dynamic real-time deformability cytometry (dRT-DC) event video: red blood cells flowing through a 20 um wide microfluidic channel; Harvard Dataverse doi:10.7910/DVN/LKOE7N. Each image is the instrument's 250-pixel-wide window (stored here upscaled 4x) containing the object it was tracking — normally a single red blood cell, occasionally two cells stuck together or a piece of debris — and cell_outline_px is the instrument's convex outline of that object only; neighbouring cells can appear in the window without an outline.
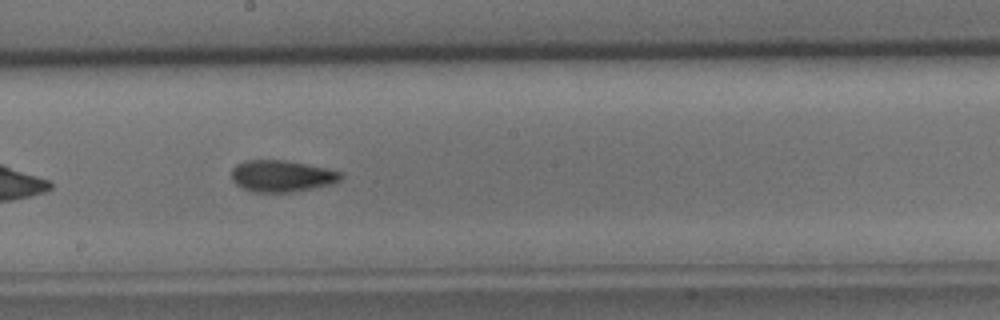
{"species": "common noctule bat (a hibernating species)", "species_latin": "Nyctalus noctula", "temperature_condition": "cold", "stored_images_in_passage": 30, "camera_frame_rate_fps": 3000, "um_per_image_px": 0.085, "animal": {"sex": "male", "body_mass_g": 15.6}, "frame": {"image": 1, "passage_image": 13, "time_ms": 4.0, "image_size_px": [1000, 320], "cell_outline_px": [[344, 176], [340, 180], [332, 184], [292, 192], [256, 192], [244, 188], [236, 184], [232, 180], [232, 168], [236, 164], [244, 160], [284, 160], [328, 168], [344, 172]], "centroid_in_image_um": [23.98, 14.95], "position_along_channel_um": 224.2, "area_um2": 20.23}}
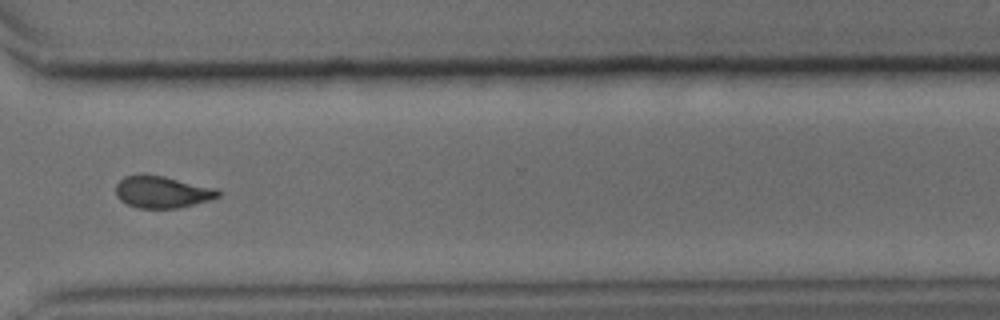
{"frame": {"image": 2, "passage_image": 22, "time_ms": 7.0, "image_size_px": [1000, 320], "cell_outline_px": [[224, 192], [220, 196], [208, 200], [176, 208], [136, 208], [120, 200], [116, 196], [116, 184], [124, 176], [144, 172], [164, 176], [216, 188]], "centroid_in_image_um": [13.76, 16.29], "position_along_channel_um": 356.8, "area_um2": 19.31}}